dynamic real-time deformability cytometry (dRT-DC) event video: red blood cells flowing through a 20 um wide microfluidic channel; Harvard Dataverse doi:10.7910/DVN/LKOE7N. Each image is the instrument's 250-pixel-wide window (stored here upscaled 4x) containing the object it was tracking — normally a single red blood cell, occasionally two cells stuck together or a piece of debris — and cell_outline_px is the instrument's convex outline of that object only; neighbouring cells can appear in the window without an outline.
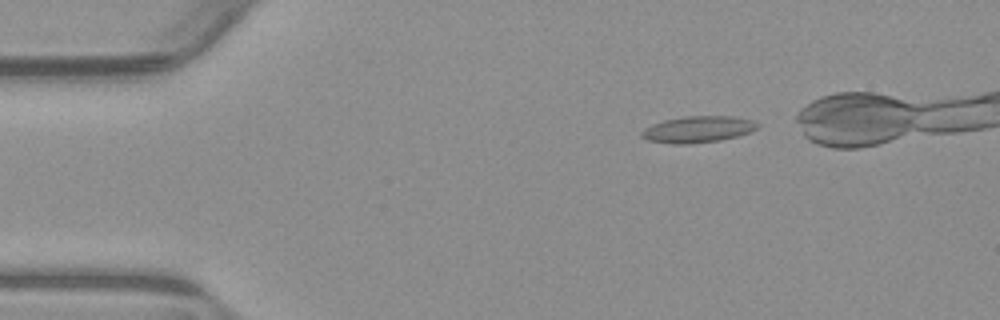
{"species": "common noctule bat (a hibernating species)", "species_latin": "Nyctalus noctula", "temperature_condition": "warm", "stored_images_in_passage": 41, "camera_frame_rate_fps": 3000, "um_per_image_px": 0.085, "animal": {"sex": "male", "body_mass_g": 23.1, "forearm_length_mm": 52.7}, "frame": {"image": 1, "passage_image": 4, "time_ms": 1.0, "image_size_px": [1000, 320], "cell_outline_px": [[760, 128], [752, 132], [720, 140], [688, 144], [672, 144], [648, 140], [640, 136], [640, 132], [644, 128], [652, 124], [664, 120], [684, 116], [732, 116], [752, 120], [760, 124]], "centroid_in_image_um": [59.34, 10.99], "position_along_channel_um": 25.7, "area_um2": 18.03}}
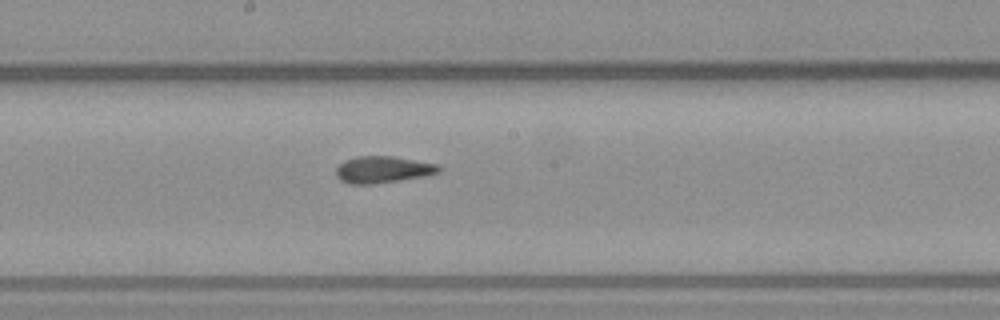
{"frame": {"image": 2, "passage_image": 24, "time_ms": 7.667, "image_size_px": [1000, 320], "cell_outline_px": [[440, 172], [424, 176], [372, 184], [348, 184], [340, 180], [336, 176], [336, 168], [344, 160], [356, 156], [392, 156], [436, 164], [440, 168]], "centroid_in_image_um": [32.48, 14.41], "position_along_channel_um": 215.7, "area_um2": 15.9}}
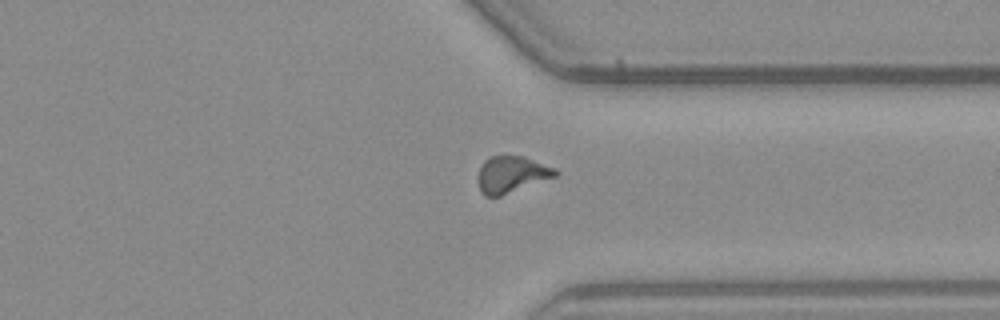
{"frame": {"image": 3, "passage_image": 36, "time_ms": 11.667, "image_size_px": [1000, 320], "cell_outline_px": [[560, 172], [556, 176], [500, 196], [484, 196], [480, 192], [476, 180], [480, 164], [484, 160], [492, 156], [524, 156], [556, 168]], "centroid_in_image_um": [43.44, 14.82], "position_along_channel_um": 368.0, "area_um2": 16.7}}